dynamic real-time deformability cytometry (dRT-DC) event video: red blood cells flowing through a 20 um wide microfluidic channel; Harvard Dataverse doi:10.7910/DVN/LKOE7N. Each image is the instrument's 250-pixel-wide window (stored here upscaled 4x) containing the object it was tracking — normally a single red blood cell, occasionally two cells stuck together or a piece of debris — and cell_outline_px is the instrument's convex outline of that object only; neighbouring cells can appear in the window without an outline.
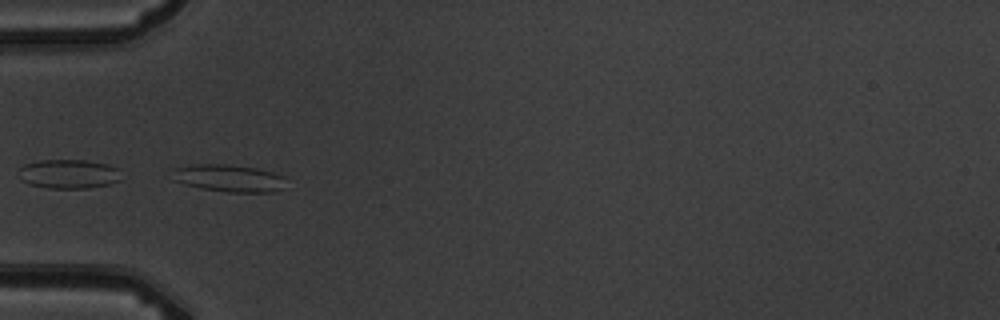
{"species": "common noctule bat (a hibernating species)", "species_latin": "Nyctalus noctula", "temperature_condition": "warm", "stored_images_in_passage": 7, "camera_frame_rate_fps": 3000, "um_per_image_px": 0.085, "animal": {"sex": "male", "body_mass_g": 19.5, "forearm_length_mm": 54.6}, "frame": {"image": 1, "passage_image": 6, "time_ms": 5.667, "image_size_px": [1000, 320], "cell_outline_px": [[284, 188], [272, 192], [228, 192], [200, 188], [184, 184], [172, 180], [172, 168], [192, 164], [228, 164], [256, 168], [272, 172], [284, 176]], "centroid_in_image_um": [19.4, 15.14], "position_along_channel_um": 65.6, "area_um2": 18.26}}
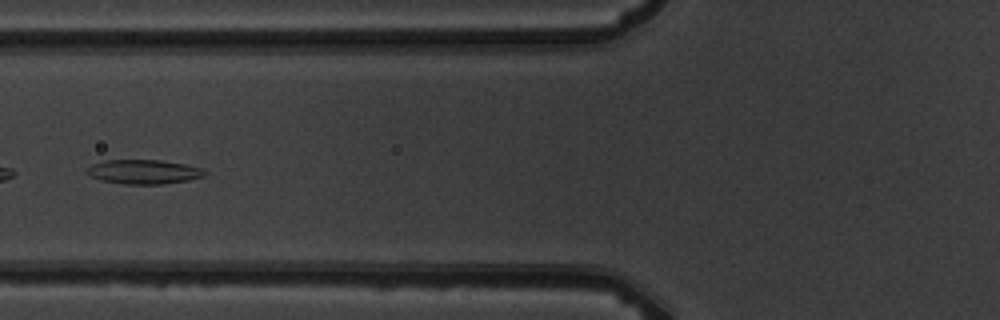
{"frame": {"image": 2, "passage_image": 7, "time_ms": 7.0, "image_size_px": [1000, 320], "cell_outline_px": [[208, 172], [204, 176], [188, 180], [164, 184], [124, 184], [100, 180], [84, 172], [92, 164], [104, 160], [160, 160], [184, 164], [204, 168]], "centroid_in_image_um": [12.23, 14.6], "position_along_channel_um": 113.6, "area_um2": 16.76}}